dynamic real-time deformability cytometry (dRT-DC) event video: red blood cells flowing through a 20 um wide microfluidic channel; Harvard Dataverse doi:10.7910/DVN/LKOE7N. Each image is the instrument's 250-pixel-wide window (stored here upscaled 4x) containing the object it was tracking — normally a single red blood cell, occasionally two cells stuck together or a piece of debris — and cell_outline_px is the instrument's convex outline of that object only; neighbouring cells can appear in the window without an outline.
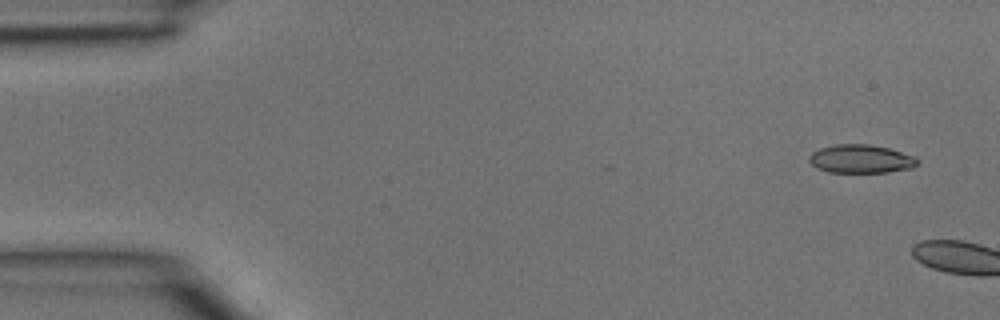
{"species": "common noctule bat (a hibernating species)", "species_latin": "Nyctalus noctula", "temperature_condition": "room temperature", "stored_images_in_passage": 5, "camera_frame_rate_fps": 3000, "um_per_image_px": 0.085, "animal": {"sex": "male", "body_mass_g": 15.6}, "frame": {"image": 1, "passage_image": 1, "time_ms": 0.0, "image_size_px": [1000, 320], "cell_outline_px": [[920, 164], [912, 168], [888, 172], [828, 172], [816, 168], [808, 160], [808, 156], [812, 152], [820, 148], [836, 144], [868, 144], [888, 148], [916, 156], [920, 160]], "centroid_in_image_um": [73.2, 13.51], "position_along_channel_um": 11.8, "area_um2": 18.15}}
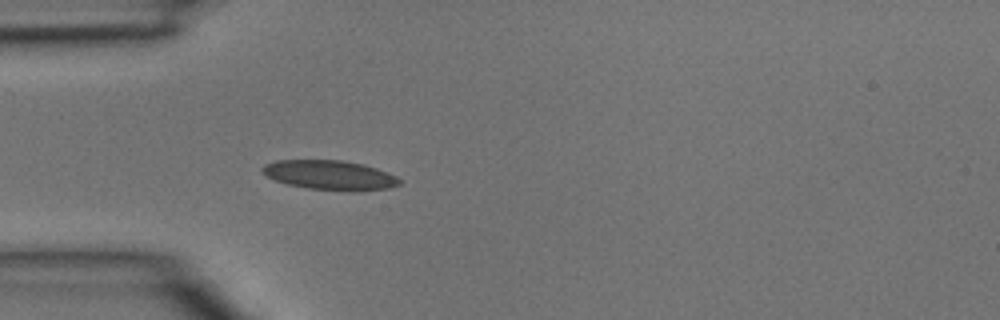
{"frame": {"image": 2, "passage_image": 5, "time_ms": 1.333, "image_size_px": [1000, 320], "cell_outline_px": [[400, 184], [388, 188], [356, 192], [352, 192], [308, 188], [288, 184], [276, 180], [268, 176], [260, 168], [264, 164], [276, 160], [340, 160], [364, 164], [376, 168], [396, 176], [400, 180]], "centroid_in_image_um": [28.06, 14.89], "position_along_channel_um": 56.9, "area_um2": 23.58}}